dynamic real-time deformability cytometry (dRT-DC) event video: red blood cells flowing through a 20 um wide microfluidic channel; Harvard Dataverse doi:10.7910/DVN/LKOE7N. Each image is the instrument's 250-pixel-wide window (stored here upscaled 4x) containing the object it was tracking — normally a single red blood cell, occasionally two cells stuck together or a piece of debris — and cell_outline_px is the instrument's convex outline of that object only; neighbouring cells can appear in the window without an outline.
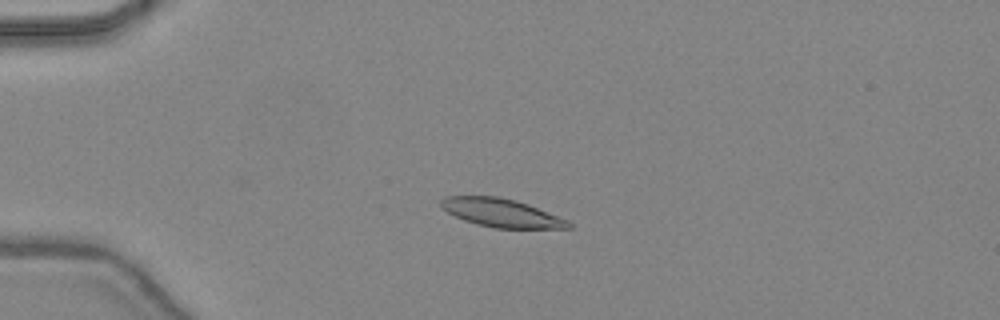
{"species": "common noctule bat (a hibernating species)", "species_latin": "Nyctalus noctula", "temperature_condition": "warm", "stored_images_in_passage": 48, "camera_frame_rate_fps": 3000, "um_per_image_px": 0.085, "animal": {"sex": "female", "body_mass_g": 24.6, "forearm_length_mm": 56.2}, "frame": {"image": 1, "passage_image": 13, "time_ms": 4.0, "image_size_px": [1000, 320], "cell_outline_px": [[572, 228], [492, 228], [476, 224], [464, 220], [448, 212], [440, 204], [440, 200], [444, 196], [496, 196], [516, 200], [528, 204], [568, 220], [572, 224]], "centroid_in_image_um": [42.62, 18.09], "position_along_channel_um": 42.4, "area_um2": 20.98}}
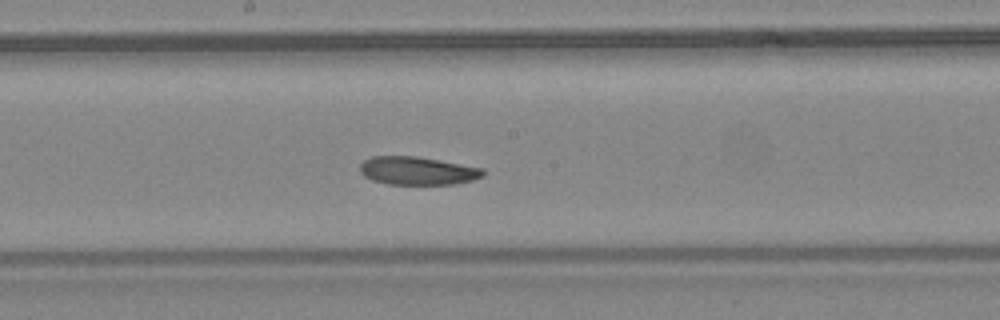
{"frame": {"image": 2, "passage_image": 27, "time_ms": 8.667, "image_size_px": [1000, 320], "cell_outline_px": [[484, 176], [472, 180], [456, 184], [388, 184], [372, 180], [364, 176], [360, 172], [360, 164], [364, 160], [372, 156], [416, 156], [484, 168]], "centroid_in_image_um": [35.48, 14.51], "position_along_channel_um": 212.7, "area_um2": 20.23}}
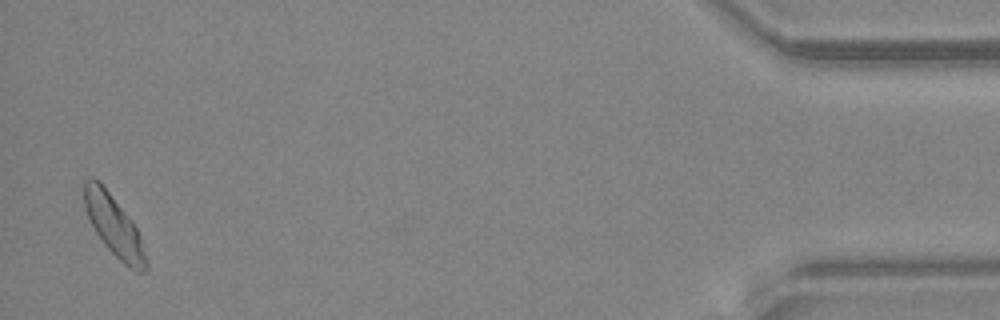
{"frame": {"image": 3, "passage_image": 47, "time_ms": 15.333, "image_size_px": [1000, 320], "cell_outline_px": [[148, 268], [144, 272], [136, 272], [128, 268], [104, 244], [96, 232], [84, 208], [84, 180], [88, 176], [92, 176], [100, 180], [136, 228], [140, 236], [148, 260]], "centroid_in_image_um": [9.68, 19.19], "position_along_channel_um": 425.5, "area_um2": 21.73}, "authors_computed_cell_mechanics": {"area_um2": 21.0103, "velocity_mm_per_s": 4.4293, "shape_relaxation_time_tau1_ms": 4.0038, "shape_relaxation_time_tau2_ms": null, "deformation_change_tau1": 0.0974, "deformation_change_tau2": null}}